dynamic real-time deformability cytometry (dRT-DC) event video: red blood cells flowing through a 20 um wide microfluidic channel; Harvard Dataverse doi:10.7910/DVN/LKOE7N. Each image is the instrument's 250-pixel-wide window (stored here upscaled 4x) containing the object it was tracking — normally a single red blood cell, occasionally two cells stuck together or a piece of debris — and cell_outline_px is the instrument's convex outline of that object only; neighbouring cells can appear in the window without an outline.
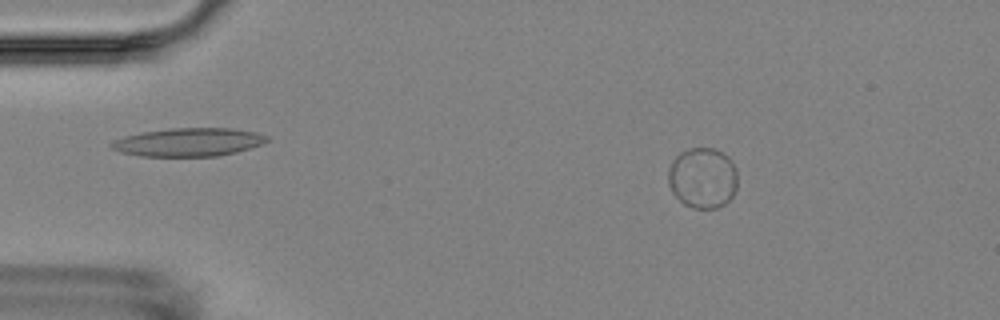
{"species": "Egyptian fruit bat (a non-hibernating species)", "species_latin": "Rousettus aegyptiacus", "temperature_condition": "room temperature", "stored_images_in_passage": 4, "camera_frame_rate_fps": 3000, "um_per_image_px": 0.085, "animal": {"sex": "female"}, "frame": {"image": 1, "passage_image": 2, "time_ms": 1.0, "image_size_px": [1000, 320], "cell_outline_px": [[736, 188], [732, 196], [724, 204], [716, 208], [692, 208], [684, 204], [672, 192], [668, 184], [668, 168], [672, 160], [680, 152], [688, 148], [712, 148], [724, 152], [728, 156], [736, 168]], "centroid_in_image_um": [59.7, 15.1], "position_along_channel_um": 25.3, "area_um2": 24.68}}